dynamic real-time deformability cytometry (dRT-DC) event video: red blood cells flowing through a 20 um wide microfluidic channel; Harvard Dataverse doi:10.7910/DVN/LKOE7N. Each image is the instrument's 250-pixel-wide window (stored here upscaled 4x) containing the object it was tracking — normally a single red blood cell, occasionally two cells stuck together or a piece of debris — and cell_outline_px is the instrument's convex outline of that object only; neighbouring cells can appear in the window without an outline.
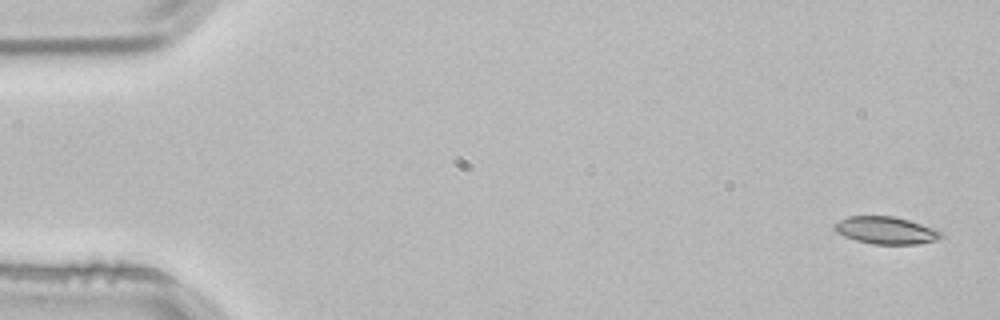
{"species": "common noctule bat (a hibernating species)", "species_latin": "Nyctalus noctula", "temperature_condition": "room temperature", "stored_images_in_passage": 4, "camera_frame_rate_fps": 3000, "um_per_image_px": 0.085, "animal": {"sex": "male", "body_mass_g": 21.5, "forearm_length_mm": 52.0}, "frame": {"image": 1, "passage_image": 1, "time_ms": 0.0, "image_size_px": [1000, 320], "cell_outline_px": [[944, 236], [936, 240], [916, 244], [872, 244], [856, 240], [844, 236], [836, 232], [832, 228], [832, 224], [848, 216], [892, 216], [908, 220], [932, 228], [940, 232]], "centroid_in_image_um": [75.24, 19.58], "position_along_channel_um": 9.8, "area_um2": 16.88}}